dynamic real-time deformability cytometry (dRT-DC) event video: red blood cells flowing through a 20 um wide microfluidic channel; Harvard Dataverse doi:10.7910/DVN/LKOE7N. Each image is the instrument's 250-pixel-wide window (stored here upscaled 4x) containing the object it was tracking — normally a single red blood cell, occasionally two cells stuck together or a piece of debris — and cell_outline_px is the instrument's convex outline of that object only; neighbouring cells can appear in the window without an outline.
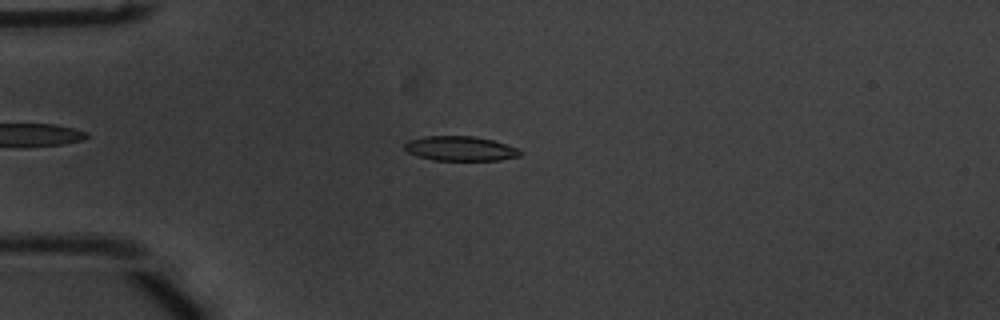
{"species": "common noctule bat (a hibernating species)", "species_latin": "Nyctalus noctula", "temperature_condition": "warm", "stored_images_in_passage": 51, "camera_frame_rate_fps": 3000, "um_per_image_px": 0.085, "animal": {"sex": "male", "body_mass_g": 20.1, "forearm_length_mm": 53.5}, "frame": {"image": 1, "passage_image": 12, "time_ms": 3.667, "image_size_px": [1000, 320], "cell_outline_px": [[520, 156], [500, 160], [432, 160], [416, 156], [408, 152], [404, 148], [404, 144], [408, 140], [424, 136], [472, 136], [492, 140], [520, 148]], "centroid_in_image_um": [39.1, 12.63], "position_along_channel_um": 45.9, "area_um2": 16.65}}
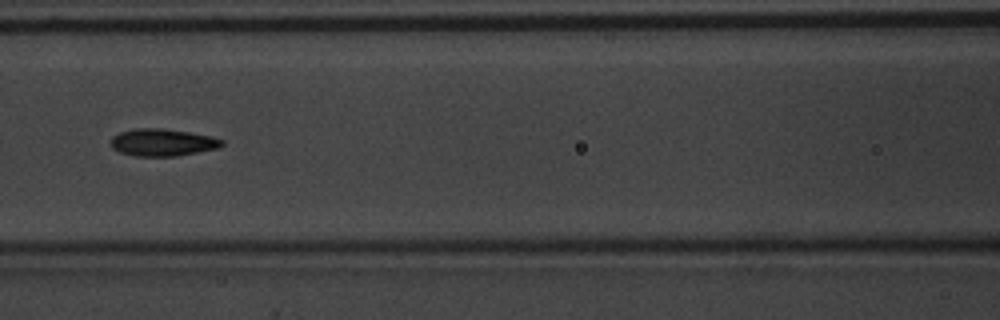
{"frame": {"image": 2, "passage_image": 22, "time_ms": 7.0, "image_size_px": [1000, 320], "cell_outline_px": [[224, 144], [220, 148], [176, 156], [136, 156], [120, 152], [112, 148], [112, 136], [120, 132], [136, 128], [160, 128], [188, 132], [212, 136], [224, 140]], "centroid_in_image_um": [13.85, 12.1], "position_along_channel_um": 152.8, "area_um2": 17.63}}
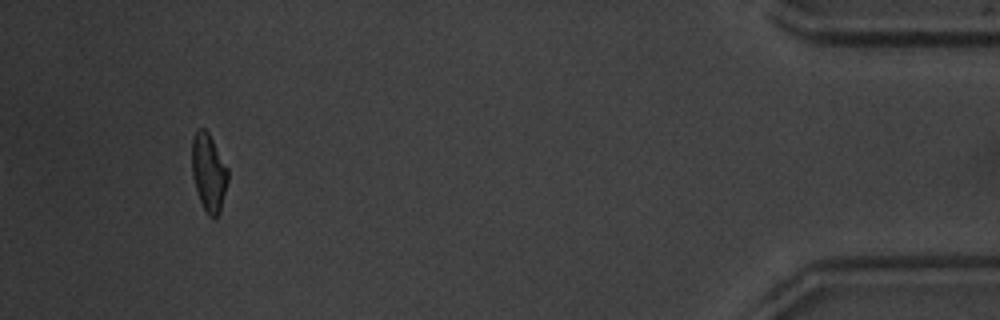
{"frame": {"image": 3, "passage_image": 48, "time_ms": 15.667, "image_size_px": [1000, 320], "cell_outline_px": [[228, 180], [220, 212], [212, 220], [208, 216], [200, 200], [192, 176], [192, 140], [196, 128], [204, 128], [208, 132], [228, 168]], "centroid_in_image_um": [17.74, 14.66], "position_along_channel_um": 417.5, "area_um2": 16.3}, "authors_computed_cell_mechanics": {"area_um2": 16.762, "velocity_mm_per_s": 3.8108, "shape_relaxation_time_tau1_ms": 2.4042, "shape_relaxation_time_tau2_ms": 2.3382, "deformation_change_tau1": 0.1832, "deformation_change_tau2": 0.1029}}